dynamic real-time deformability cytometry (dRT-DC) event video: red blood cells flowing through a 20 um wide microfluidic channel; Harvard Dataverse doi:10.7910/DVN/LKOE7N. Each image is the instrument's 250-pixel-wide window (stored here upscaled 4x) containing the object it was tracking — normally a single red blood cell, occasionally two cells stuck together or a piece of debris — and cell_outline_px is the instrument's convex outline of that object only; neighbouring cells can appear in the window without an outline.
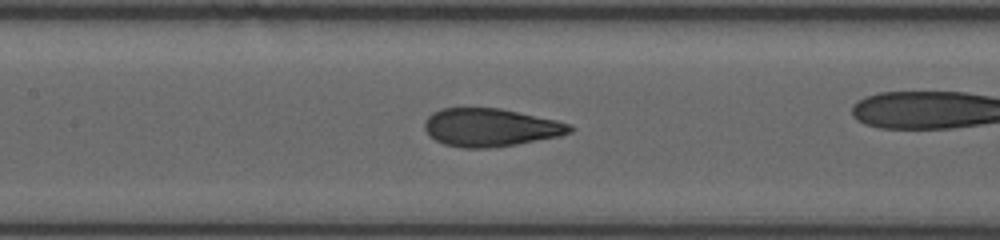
{"species": "human", "species_latin": "Homo sapiens", "temperature_condition": "room temperature", "stored_images_in_passage": 28, "camera_frame_rate_fps": 3000, "um_per_image_px": 0.085, "donor": {"sex": "female"}, "frame": {"image": 1, "passage_image": 24, "time_ms": 9.0, "image_size_px": [1000, 240], "cell_outline_px": [[576, 128], [572, 132], [560, 136], [516, 144], [488, 148], [464, 148], [444, 144], [428, 136], [424, 128], [424, 120], [432, 112], [440, 108], [500, 108], [556, 120], [572, 124]], "centroid_in_image_um": [41.69, 10.83], "position_along_channel_um": 165.7, "area_um2": 32.43}}